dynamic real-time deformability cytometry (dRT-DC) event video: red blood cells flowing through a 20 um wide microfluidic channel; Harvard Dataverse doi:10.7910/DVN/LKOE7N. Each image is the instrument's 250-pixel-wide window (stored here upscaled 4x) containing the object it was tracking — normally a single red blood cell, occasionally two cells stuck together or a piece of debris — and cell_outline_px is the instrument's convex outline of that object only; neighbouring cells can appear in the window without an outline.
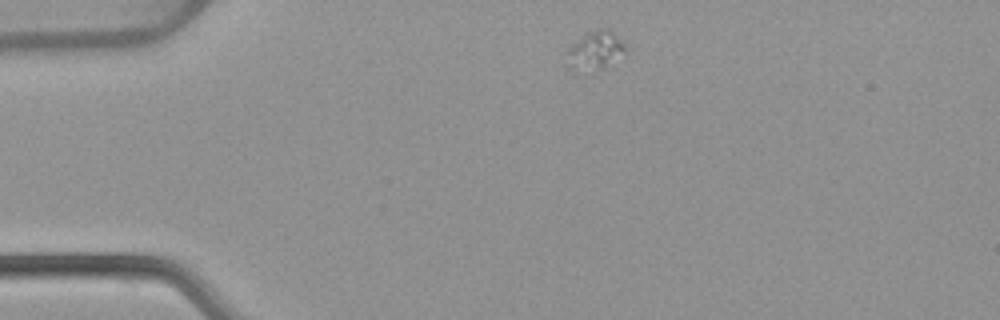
{"species": "common noctule bat (a hibernating species)", "species_latin": "Nyctalus noctula", "temperature_condition": "warm", "stored_images_in_passage": 44, "camera_frame_rate_fps": 3000, "um_per_image_px": 0.085, "animal": {"sex": "female", "body_mass_g": 22.7, "forearm_length_mm": 54.2}, "frame": {"image": 1, "passage_image": 1, "time_ms": 0.0, "image_size_px": [1000, 320], "cell_outline_px": [[624, 52], [604, 68], [568, 68], [568, 48], [572, 44], [584, 36], [600, 28], [608, 28], [624, 44]], "centroid_in_image_um": [50.59, 4.25], "position_along_channel_um": 34.4, "area_um2": 12.08}}
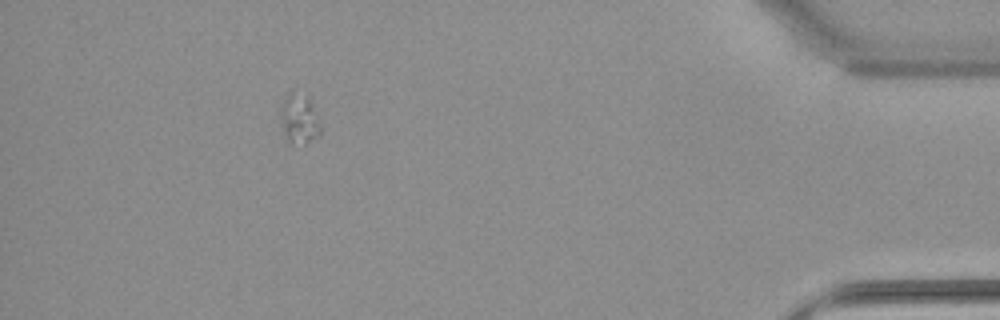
{"frame": {"image": 2, "passage_image": 39, "time_ms": 12.667, "image_size_px": [1000, 320], "cell_outline_px": [[320, 136], [304, 144], [292, 144], [288, 140], [284, 132], [280, 112], [292, 88], [308, 100], [312, 104], [320, 128]], "centroid_in_image_um": [25.44, 10.15], "position_along_channel_um": 409.8, "area_um2": 11.04}}